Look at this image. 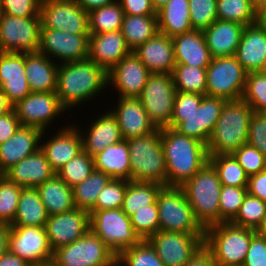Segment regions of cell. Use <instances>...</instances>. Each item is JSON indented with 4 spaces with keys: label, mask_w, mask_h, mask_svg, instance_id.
Returning <instances> with one entry per match:
<instances>
[{
    "label": "cell",
    "mask_w": 266,
    "mask_h": 266,
    "mask_svg": "<svg viewBox=\"0 0 266 266\" xmlns=\"http://www.w3.org/2000/svg\"><path fill=\"white\" fill-rule=\"evenodd\" d=\"M244 25L217 19L203 31L213 58L235 56Z\"/></svg>",
    "instance_id": "obj_30"
},
{
    "label": "cell",
    "mask_w": 266,
    "mask_h": 266,
    "mask_svg": "<svg viewBox=\"0 0 266 266\" xmlns=\"http://www.w3.org/2000/svg\"><path fill=\"white\" fill-rule=\"evenodd\" d=\"M42 0H1L2 13L16 17H39Z\"/></svg>",
    "instance_id": "obj_55"
},
{
    "label": "cell",
    "mask_w": 266,
    "mask_h": 266,
    "mask_svg": "<svg viewBox=\"0 0 266 266\" xmlns=\"http://www.w3.org/2000/svg\"><path fill=\"white\" fill-rule=\"evenodd\" d=\"M247 192L266 202V170L248 177Z\"/></svg>",
    "instance_id": "obj_60"
},
{
    "label": "cell",
    "mask_w": 266,
    "mask_h": 266,
    "mask_svg": "<svg viewBox=\"0 0 266 266\" xmlns=\"http://www.w3.org/2000/svg\"><path fill=\"white\" fill-rule=\"evenodd\" d=\"M147 241L165 266H185L204 244V234L159 230Z\"/></svg>",
    "instance_id": "obj_16"
},
{
    "label": "cell",
    "mask_w": 266,
    "mask_h": 266,
    "mask_svg": "<svg viewBox=\"0 0 266 266\" xmlns=\"http://www.w3.org/2000/svg\"><path fill=\"white\" fill-rule=\"evenodd\" d=\"M176 64L207 68L212 56L203 31L192 30L172 37Z\"/></svg>",
    "instance_id": "obj_29"
},
{
    "label": "cell",
    "mask_w": 266,
    "mask_h": 266,
    "mask_svg": "<svg viewBox=\"0 0 266 266\" xmlns=\"http://www.w3.org/2000/svg\"><path fill=\"white\" fill-rule=\"evenodd\" d=\"M49 215L36 188H22L11 226L45 227Z\"/></svg>",
    "instance_id": "obj_36"
},
{
    "label": "cell",
    "mask_w": 266,
    "mask_h": 266,
    "mask_svg": "<svg viewBox=\"0 0 266 266\" xmlns=\"http://www.w3.org/2000/svg\"><path fill=\"white\" fill-rule=\"evenodd\" d=\"M90 230L118 256L135 246L140 238L133 230L130 217L121 208L90 210Z\"/></svg>",
    "instance_id": "obj_9"
},
{
    "label": "cell",
    "mask_w": 266,
    "mask_h": 266,
    "mask_svg": "<svg viewBox=\"0 0 266 266\" xmlns=\"http://www.w3.org/2000/svg\"><path fill=\"white\" fill-rule=\"evenodd\" d=\"M95 170L112 179L131 181L129 147L126 140L106 147L94 157Z\"/></svg>",
    "instance_id": "obj_33"
},
{
    "label": "cell",
    "mask_w": 266,
    "mask_h": 266,
    "mask_svg": "<svg viewBox=\"0 0 266 266\" xmlns=\"http://www.w3.org/2000/svg\"><path fill=\"white\" fill-rule=\"evenodd\" d=\"M51 138L43 140L46 130L42 132L40 149L44 152L50 166L55 172L61 169L72 158L83 151L82 137L79 126L63 125ZM78 127V128H77ZM43 140V141H42Z\"/></svg>",
    "instance_id": "obj_21"
},
{
    "label": "cell",
    "mask_w": 266,
    "mask_h": 266,
    "mask_svg": "<svg viewBox=\"0 0 266 266\" xmlns=\"http://www.w3.org/2000/svg\"><path fill=\"white\" fill-rule=\"evenodd\" d=\"M48 215L60 214L75 209L73 188L57 174L36 188Z\"/></svg>",
    "instance_id": "obj_34"
},
{
    "label": "cell",
    "mask_w": 266,
    "mask_h": 266,
    "mask_svg": "<svg viewBox=\"0 0 266 266\" xmlns=\"http://www.w3.org/2000/svg\"><path fill=\"white\" fill-rule=\"evenodd\" d=\"M127 180L111 179L99 193L95 206L91 210H110L122 208Z\"/></svg>",
    "instance_id": "obj_52"
},
{
    "label": "cell",
    "mask_w": 266,
    "mask_h": 266,
    "mask_svg": "<svg viewBox=\"0 0 266 266\" xmlns=\"http://www.w3.org/2000/svg\"><path fill=\"white\" fill-rule=\"evenodd\" d=\"M126 141L129 147L131 181L155 182L167 186L166 161L161 145L160 129Z\"/></svg>",
    "instance_id": "obj_6"
},
{
    "label": "cell",
    "mask_w": 266,
    "mask_h": 266,
    "mask_svg": "<svg viewBox=\"0 0 266 266\" xmlns=\"http://www.w3.org/2000/svg\"><path fill=\"white\" fill-rule=\"evenodd\" d=\"M204 95L178 92L175 96L173 115H190L201 104Z\"/></svg>",
    "instance_id": "obj_57"
},
{
    "label": "cell",
    "mask_w": 266,
    "mask_h": 266,
    "mask_svg": "<svg viewBox=\"0 0 266 266\" xmlns=\"http://www.w3.org/2000/svg\"><path fill=\"white\" fill-rule=\"evenodd\" d=\"M130 52L121 30L89 35L88 59L107 72Z\"/></svg>",
    "instance_id": "obj_24"
},
{
    "label": "cell",
    "mask_w": 266,
    "mask_h": 266,
    "mask_svg": "<svg viewBox=\"0 0 266 266\" xmlns=\"http://www.w3.org/2000/svg\"><path fill=\"white\" fill-rule=\"evenodd\" d=\"M247 193V187L222 185L219 199L220 223L231 222L236 217Z\"/></svg>",
    "instance_id": "obj_49"
},
{
    "label": "cell",
    "mask_w": 266,
    "mask_h": 266,
    "mask_svg": "<svg viewBox=\"0 0 266 266\" xmlns=\"http://www.w3.org/2000/svg\"><path fill=\"white\" fill-rule=\"evenodd\" d=\"M124 14L128 15H157L151 0H118Z\"/></svg>",
    "instance_id": "obj_58"
},
{
    "label": "cell",
    "mask_w": 266,
    "mask_h": 266,
    "mask_svg": "<svg viewBox=\"0 0 266 266\" xmlns=\"http://www.w3.org/2000/svg\"><path fill=\"white\" fill-rule=\"evenodd\" d=\"M158 30L174 37L193 30L188 0H169L157 11Z\"/></svg>",
    "instance_id": "obj_35"
},
{
    "label": "cell",
    "mask_w": 266,
    "mask_h": 266,
    "mask_svg": "<svg viewBox=\"0 0 266 266\" xmlns=\"http://www.w3.org/2000/svg\"><path fill=\"white\" fill-rule=\"evenodd\" d=\"M253 113L252 107L242 99L227 101L207 144L208 156L233 154L240 146L247 144Z\"/></svg>",
    "instance_id": "obj_3"
},
{
    "label": "cell",
    "mask_w": 266,
    "mask_h": 266,
    "mask_svg": "<svg viewBox=\"0 0 266 266\" xmlns=\"http://www.w3.org/2000/svg\"><path fill=\"white\" fill-rule=\"evenodd\" d=\"M106 86L107 71L90 59L59 64L55 94L67 111L97 98Z\"/></svg>",
    "instance_id": "obj_1"
},
{
    "label": "cell",
    "mask_w": 266,
    "mask_h": 266,
    "mask_svg": "<svg viewBox=\"0 0 266 266\" xmlns=\"http://www.w3.org/2000/svg\"><path fill=\"white\" fill-rule=\"evenodd\" d=\"M59 64L39 52L25 53V73L31 92H55Z\"/></svg>",
    "instance_id": "obj_32"
},
{
    "label": "cell",
    "mask_w": 266,
    "mask_h": 266,
    "mask_svg": "<svg viewBox=\"0 0 266 266\" xmlns=\"http://www.w3.org/2000/svg\"><path fill=\"white\" fill-rule=\"evenodd\" d=\"M87 131L79 129L83 150L91 157L103 151L109 145L119 143L123 140L116 117L110 111L99 115L91 121ZM82 131V132H81ZM84 132V133H83Z\"/></svg>",
    "instance_id": "obj_28"
},
{
    "label": "cell",
    "mask_w": 266,
    "mask_h": 266,
    "mask_svg": "<svg viewBox=\"0 0 266 266\" xmlns=\"http://www.w3.org/2000/svg\"><path fill=\"white\" fill-rule=\"evenodd\" d=\"M87 13L94 9L111 4L115 0H75Z\"/></svg>",
    "instance_id": "obj_64"
},
{
    "label": "cell",
    "mask_w": 266,
    "mask_h": 266,
    "mask_svg": "<svg viewBox=\"0 0 266 266\" xmlns=\"http://www.w3.org/2000/svg\"><path fill=\"white\" fill-rule=\"evenodd\" d=\"M150 74L139 57L131 51L107 72L108 87L110 85L118 91L117 97L138 98Z\"/></svg>",
    "instance_id": "obj_20"
},
{
    "label": "cell",
    "mask_w": 266,
    "mask_h": 266,
    "mask_svg": "<svg viewBox=\"0 0 266 266\" xmlns=\"http://www.w3.org/2000/svg\"><path fill=\"white\" fill-rule=\"evenodd\" d=\"M233 155L248 176L266 170L264 155L248 143L240 146Z\"/></svg>",
    "instance_id": "obj_53"
},
{
    "label": "cell",
    "mask_w": 266,
    "mask_h": 266,
    "mask_svg": "<svg viewBox=\"0 0 266 266\" xmlns=\"http://www.w3.org/2000/svg\"><path fill=\"white\" fill-rule=\"evenodd\" d=\"M20 126L21 123L13 109L8 113L0 115V144L8 140Z\"/></svg>",
    "instance_id": "obj_59"
},
{
    "label": "cell",
    "mask_w": 266,
    "mask_h": 266,
    "mask_svg": "<svg viewBox=\"0 0 266 266\" xmlns=\"http://www.w3.org/2000/svg\"><path fill=\"white\" fill-rule=\"evenodd\" d=\"M133 52L151 73L172 74L176 65L172 37L160 32Z\"/></svg>",
    "instance_id": "obj_27"
},
{
    "label": "cell",
    "mask_w": 266,
    "mask_h": 266,
    "mask_svg": "<svg viewBox=\"0 0 266 266\" xmlns=\"http://www.w3.org/2000/svg\"><path fill=\"white\" fill-rule=\"evenodd\" d=\"M260 28L266 30V4L256 10V22Z\"/></svg>",
    "instance_id": "obj_65"
},
{
    "label": "cell",
    "mask_w": 266,
    "mask_h": 266,
    "mask_svg": "<svg viewBox=\"0 0 266 266\" xmlns=\"http://www.w3.org/2000/svg\"><path fill=\"white\" fill-rule=\"evenodd\" d=\"M153 8L156 10V12L162 8L166 3L169 2V0H151Z\"/></svg>",
    "instance_id": "obj_68"
},
{
    "label": "cell",
    "mask_w": 266,
    "mask_h": 266,
    "mask_svg": "<svg viewBox=\"0 0 266 266\" xmlns=\"http://www.w3.org/2000/svg\"><path fill=\"white\" fill-rule=\"evenodd\" d=\"M256 230L223 222L205 228L204 245L217 266H243Z\"/></svg>",
    "instance_id": "obj_5"
},
{
    "label": "cell",
    "mask_w": 266,
    "mask_h": 266,
    "mask_svg": "<svg viewBox=\"0 0 266 266\" xmlns=\"http://www.w3.org/2000/svg\"><path fill=\"white\" fill-rule=\"evenodd\" d=\"M95 169L94 158L84 150L67 162L56 174L71 188L85 180Z\"/></svg>",
    "instance_id": "obj_45"
},
{
    "label": "cell",
    "mask_w": 266,
    "mask_h": 266,
    "mask_svg": "<svg viewBox=\"0 0 266 266\" xmlns=\"http://www.w3.org/2000/svg\"><path fill=\"white\" fill-rule=\"evenodd\" d=\"M266 56V30L256 23L245 26L235 53L247 73L260 72Z\"/></svg>",
    "instance_id": "obj_31"
},
{
    "label": "cell",
    "mask_w": 266,
    "mask_h": 266,
    "mask_svg": "<svg viewBox=\"0 0 266 266\" xmlns=\"http://www.w3.org/2000/svg\"><path fill=\"white\" fill-rule=\"evenodd\" d=\"M193 30L204 31L217 18V0H188Z\"/></svg>",
    "instance_id": "obj_51"
},
{
    "label": "cell",
    "mask_w": 266,
    "mask_h": 266,
    "mask_svg": "<svg viewBox=\"0 0 266 266\" xmlns=\"http://www.w3.org/2000/svg\"><path fill=\"white\" fill-rule=\"evenodd\" d=\"M22 188L5 176L0 181V221L10 225L13 223Z\"/></svg>",
    "instance_id": "obj_50"
},
{
    "label": "cell",
    "mask_w": 266,
    "mask_h": 266,
    "mask_svg": "<svg viewBox=\"0 0 266 266\" xmlns=\"http://www.w3.org/2000/svg\"><path fill=\"white\" fill-rule=\"evenodd\" d=\"M181 187L196 220L204 229L220 223L219 199L222 184L209 162Z\"/></svg>",
    "instance_id": "obj_4"
},
{
    "label": "cell",
    "mask_w": 266,
    "mask_h": 266,
    "mask_svg": "<svg viewBox=\"0 0 266 266\" xmlns=\"http://www.w3.org/2000/svg\"><path fill=\"white\" fill-rule=\"evenodd\" d=\"M13 109V105L8 101L7 96L0 89V115L10 112Z\"/></svg>",
    "instance_id": "obj_66"
},
{
    "label": "cell",
    "mask_w": 266,
    "mask_h": 266,
    "mask_svg": "<svg viewBox=\"0 0 266 266\" xmlns=\"http://www.w3.org/2000/svg\"><path fill=\"white\" fill-rule=\"evenodd\" d=\"M117 266H165L147 240L123 250L117 256Z\"/></svg>",
    "instance_id": "obj_44"
},
{
    "label": "cell",
    "mask_w": 266,
    "mask_h": 266,
    "mask_svg": "<svg viewBox=\"0 0 266 266\" xmlns=\"http://www.w3.org/2000/svg\"><path fill=\"white\" fill-rule=\"evenodd\" d=\"M185 266H217L211 251L203 244Z\"/></svg>",
    "instance_id": "obj_61"
},
{
    "label": "cell",
    "mask_w": 266,
    "mask_h": 266,
    "mask_svg": "<svg viewBox=\"0 0 266 266\" xmlns=\"http://www.w3.org/2000/svg\"><path fill=\"white\" fill-rule=\"evenodd\" d=\"M124 11L118 0L88 13L89 33L100 34L121 29Z\"/></svg>",
    "instance_id": "obj_40"
},
{
    "label": "cell",
    "mask_w": 266,
    "mask_h": 266,
    "mask_svg": "<svg viewBox=\"0 0 266 266\" xmlns=\"http://www.w3.org/2000/svg\"><path fill=\"white\" fill-rule=\"evenodd\" d=\"M247 143L256 147L266 159V113L254 111L252 114Z\"/></svg>",
    "instance_id": "obj_54"
},
{
    "label": "cell",
    "mask_w": 266,
    "mask_h": 266,
    "mask_svg": "<svg viewBox=\"0 0 266 266\" xmlns=\"http://www.w3.org/2000/svg\"><path fill=\"white\" fill-rule=\"evenodd\" d=\"M163 186L155 182L128 181L122 205L123 212L130 216L142 208L157 202V196Z\"/></svg>",
    "instance_id": "obj_38"
},
{
    "label": "cell",
    "mask_w": 266,
    "mask_h": 266,
    "mask_svg": "<svg viewBox=\"0 0 266 266\" xmlns=\"http://www.w3.org/2000/svg\"><path fill=\"white\" fill-rule=\"evenodd\" d=\"M111 113L116 117L123 140L142 137L153 133L157 128L150 121L139 98L118 97Z\"/></svg>",
    "instance_id": "obj_23"
},
{
    "label": "cell",
    "mask_w": 266,
    "mask_h": 266,
    "mask_svg": "<svg viewBox=\"0 0 266 266\" xmlns=\"http://www.w3.org/2000/svg\"><path fill=\"white\" fill-rule=\"evenodd\" d=\"M55 266H117L116 254L91 230L77 241L56 249Z\"/></svg>",
    "instance_id": "obj_8"
},
{
    "label": "cell",
    "mask_w": 266,
    "mask_h": 266,
    "mask_svg": "<svg viewBox=\"0 0 266 266\" xmlns=\"http://www.w3.org/2000/svg\"><path fill=\"white\" fill-rule=\"evenodd\" d=\"M242 100L255 112L266 113V74L261 72L247 74Z\"/></svg>",
    "instance_id": "obj_47"
},
{
    "label": "cell",
    "mask_w": 266,
    "mask_h": 266,
    "mask_svg": "<svg viewBox=\"0 0 266 266\" xmlns=\"http://www.w3.org/2000/svg\"><path fill=\"white\" fill-rule=\"evenodd\" d=\"M55 174L44 152L39 148L8 169L4 176L23 188H37Z\"/></svg>",
    "instance_id": "obj_26"
},
{
    "label": "cell",
    "mask_w": 266,
    "mask_h": 266,
    "mask_svg": "<svg viewBox=\"0 0 266 266\" xmlns=\"http://www.w3.org/2000/svg\"><path fill=\"white\" fill-rule=\"evenodd\" d=\"M25 73V53L0 51V89L14 106L31 93Z\"/></svg>",
    "instance_id": "obj_22"
},
{
    "label": "cell",
    "mask_w": 266,
    "mask_h": 266,
    "mask_svg": "<svg viewBox=\"0 0 266 266\" xmlns=\"http://www.w3.org/2000/svg\"><path fill=\"white\" fill-rule=\"evenodd\" d=\"M0 266H32L24 259L8 250L0 256Z\"/></svg>",
    "instance_id": "obj_62"
},
{
    "label": "cell",
    "mask_w": 266,
    "mask_h": 266,
    "mask_svg": "<svg viewBox=\"0 0 266 266\" xmlns=\"http://www.w3.org/2000/svg\"><path fill=\"white\" fill-rule=\"evenodd\" d=\"M132 227L140 240H147L160 230L157 202L129 216Z\"/></svg>",
    "instance_id": "obj_48"
},
{
    "label": "cell",
    "mask_w": 266,
    "mask_h": 266,
    "mask_svg": "<svg viewBox=\"0 0 266 266\" xmlns=\"http://www.w3.org/2000/svg\"><path fill=\"white\" fill-rule=\"evenodd\" d=\"M40 17H16L2 13L0 19L1 52H38Z\"/></svg>",
    "instance_id": "obj_12"
},
{
    "label": "cell",
    "mask_w": 266,
    "mask_h": 266,
    "mask_svg": "<svg viewBox=\"0 0 266 266\" xmlns=\"http://www.w3.org/2000/svg\"><path fill=\"white\" fill-rule=\"evenodd\" d=\"M11 225L0 221V256L9 250Z\"/></svg>",
    "instance_id": "obj_63"
},
{
    "label": "cell",
    "mask_w": 266,
    "mask_h": 266,
    "mask_svg": "<svg viewBox=\"0 0 266 266\" xmlns=\"http://www.w3.org/2000/svg\"><path fill=\"white\" fill-rule=\"evenodd\" d=\"M207 68L176 64L172 72L175 88L178 92L206 95Z\"/></svg>",
    "instance_id": "obj_42"
},
{
    "label": "cell",
    "mask_w": 266,
    "mask_h": 266,
    "mask_svg": "<svg viewBox=\"0 0 266 266\" xmlns=\"http://www.w3.org/2000/svg\"><path fill=\"white\" fill-rule=\"evenodd\" d=\"M1 15H2V8H1V0H0V19H1Z\"/></svg>",
    "instance_id": "obj_73"
},
{
    "label": "cell",
    "mask_w": 266,
    "mask_h": 266,
    "mask_svg": "<svg viewBox=\"0 0 266 266\" xmlns=\"http://www.w3.org/2000/svg\"><path fill=\"white\" fill-rule=\"evenodd\" d=\"M256 233L259 234L261 237L266 238V215L263 218L261 225L256 230Z\"/></svg>",
    "instance_id": "obj_67"
},
{
    "label": "cell",
    "mask_w": 266,
    "mask_h": 266,
    "mask_svg": "<svg viewBox=\"0 0 266 266\" xmlns=\"http://www.w3.org/2000/svg\"><path fill=\"white\" fill-rule=\"evenodd\" d=\"M112 178L95 170L82 182L73 187L75 207L90 211L96 204L99 193Z\"/></svg>",
    "instance_id": "obj_39"
},
{
    "label": "cell",
    "mask_w": 266,
    "mask_h": 266,
    "mask_svg": "<svg viewBox=\"0 0 266 266\" xmlns=\"http://www.w3.org/2000/svg\"><path fill=\"white\" fill-rule=\"evenodd\" d=\"M260 72L266 74V56H265L264 61L262 63Z\"/></svg>",
    "instance_id": "obj_70"
},
{
    "label": "cell",
    "mask_w": 266,
    "mask_h": 266,
    "mask_svg": "<svg viewBox=\"0 0 266 266\" xmlns=\"http://www.w3.org/2000/svg\"><path fill=\"white\" fill-rule=\"evenodd\" d=\"M39 17L41 28L90 34L88 13L75 0H42Z\"/></svg>",
    "instance_id": "obj_14"
},
{
    "label": "cell",
    "mask_w": 266,
    "mask_h": 266,
    "mask_svg": "<svg viewBox=\"0 0 266 266\" xmlns=\"http://www.w3.org/2000/svg\"><path fill=\"white\" fill-rule=\"evenodd\" d=\"M157 206L161 231L205 233V229L196 220L182 187L163 186L157 196Z\"/></svg>",
    "instance_id": "obj_7"
},
{
    "label": "cell",
    "mask_w": 266,
    "mask_h": 266,
    "mask_svg": "<svg viewBox=\"0 0 266 266\" xmlns=\"http://www.w3.org/2000/svg\"><path fill=\"white\" fill-rule=\"evenodd\" d=\"M4 178V172L0 169V181Z\"/></svg>",
    "instance_id": "obj_71"
},
{
    "label": "cell",
    "mask_w": 266,
    "mask_h": 266,
    "mask_svg": "<svg viewBox=\"0 0 266 266\" xmlns=\"http://www.w3.org/2000/svg\"><path fill=\"white\" fill-rule=\"evenodd\" d=\"M177 90L170 73H151L138 97L156 128L170 124Z\"/></svg>",
    "instance_id": "obj_11"
},
{
    "label": "cell",
    "mask_w": 266,
    "mask_h": 266,
    "mask_svg": "<svg viewBox=\"0 0 266 266\" xmlns=\"http://www.w3.org/2000/svg\"><path fill=\"white\" fill-rule=\"evenodd\" d=\"M252 7L257 10L259 9L261 6L266 4V0H250Z\"/></svg>",
    "instance_id": "obj_69"
},
{
    "label": "cell",
    "mask_w": 266,
    "mask_h": 266,
    "mask_svg": "<svg viewBox=\"0 0 266 266\" xmlns=\"http://www.w3.org/2000/svg\"><path fill=\"white\" fill-rule=\"evenodd\" d=\"M243 266H266V238L252 237Z\"/></svg>",
    "instance_id": "obj_56"
},
{
    "label": "cell",
    "mask_w": 266,
    "mask_h": 266,
    "mask_svg": "<svg viewBox=\"0 0 266 266\" xmlns=\"http://www.w3.org/2000/svg\"><path fill=\"white\" fill-rule=\"evenodd\" d=\"M9 250L32 266L52 263L45 227L11 226Z\"/></svg>",
    "instance_id": "obj_18"
},
{
    "label": "cell",
    "mask_w": 266,
    "mask_h": 266,
    "mask_svg": "<svg viewBox=\"0 0 266 266\" xmlns=\"http://www.w3.org/2000/svg\"><path fill=\"white\" fill-rule=\"evenodd\" d=\"M89 35L41 28L38 52L52 60L56 58L55 62L58 61V64L86 60L88 59Z\"/></svg>",
    "instance_id": "obj_15"
},
{
    "label": "cell",
    "mask_w": 266,
    "mask_h": 266,
    "mask_svg": "<svg viewBox=\"0 0 266 266\" xmlns=\"http://www.w3.org/2000/svg\"><path fill=\"white\" fill-rule=\"evenodd\" d=\"M13 110L22 126L37 127L42 131L67 112L55 92H31L17 102Z\"/></svg>",
    "instance_id": "obj_17"
},
{
    "label": "cell",
    "mask_w": 266,
    "mask_h": 266,
    "mask_svg": "<svg viewBox=\"0 0 266 266\" xmlns=\"http://www.w3.org/2000/svg\"><path fill=\"white\" fill-rule=\"evenodd\" d=\"M42 130L32 126H20L5 142L0 144V169L5 173L23 158L40 148Z\"/></svg>",
    "instance_id": "obj_25"
},
{
    "label": "cell",
    "mask_w": 266,
    "mask_h": 266,
    "mask_svg": "<svg viewBox=\"0 0 266 266\" xmlns=\"http://www.w3.org/2000/svg\"><path fill=\"white\" fill-rule=\"evenodd\" d=\"M160 139L166 161L167 186L181 187L207 162V145L180 134L174 128H160Z\"/></svg>",
    "instance_id": "obj_2"
},
{
    "label": "cell",
    "mask_w": 266,
    "mask_h": 266,
    "mask_svg": "<svg viewBox=\"0 0 266 266\" xmlns=\"http://www.w3.org/2000/svg\"><path fill=\"white\" fill-rule=\"evenodd\" d=\"M266 215V202L247 193L232 224L257 230Z\"/></svg>",
    "instance_id": "obj_46"
},
{
    "label": "cell",
    "mask_w": 266,
    "mask_h": 266,
    "mask_svg": "<svg viewBox=\"0 0 266 266\" xmlns=\"http://www.w3.org/2000/svg\"><path fill=\"white\" fill-rule=\"evenodd\" d=\"M217 18L249 26L256 22V10L250 0H217Z\"/></svg>",
    "instance_id": "obj_43"
},
{
    "label": "cell",
    "mask_w": 266,
    "mask_h": 266,
    "mask_svg": "<svg viewBox=\"0 0 266 266\" xmlns=\"http://www.w3.org/2000/svg\"><path fill=\"white\" fill-rule=\"evenodd\" d=\"M120 30L127 47L134 51L159 32L158 16L124 14Z\"/></svg>",
    "instance_id": "obj_37"
},
{
    "label": "cell",
    "mask_w": 266,
    "mask_h": 266,
    "mask_svg": "<svg viewBox=\"0 0 266 266\" xmlns=\"http://www.w3.org/2000/svg\"><path fill=\"white\" fill-rule=\"evenodd\" d=\"M208 162L214 167L222 185L247 187L248 175L233 154L211 155Z\"/></svg>",
    "instance_id": "obj_41"
},
{
    "label": "cell",
    "mask_w": 266,
    "mask_h": 266,
    "mask_svg": "<svg viewBox=\"0 0 266 266\" xmlns=\"http://www.w3.org/2000/svg\"><path fill=\"white\" fill-rule=\"evenodd\" d=\"M247 74L235 56L212 58L206 73V95L227 101L242 99Z\"/></svg>",
    "instance_id": "obj_10"
},
{
    "label": "cell",
    "mask_w": 266,
    "mask_h": 266,
    "mask_svg": "<svg viewBox=\"0 0 266 266\" xmlns=\"http://www.w3.org/2000/svg\"><path fill=\"white\" fill-rule=\"evenodd\" d=\"M226 99L204 95L200 106L190 115H173L167 127L208 144Z\"/></svg>",
    "instance_id": "obj_13"
},
{
    "label": "cell",
    "mask_w": 266,
    "mask_h": 266,
    "mask_svg": "<svg viewBox=\"0 0 266 266\" xmlns=\"http://www.w3.org/2000/svg\"><path fill=\"white\" fill-rule=\"evenodd\" d=\"M39 266H55L53 263H48V264H43V265H39Z\"/></svg>",
    "instance_id": "obj_72"
},
{
    "label": "cell",
    "mask_w": 266,
    "mask_h": 266,
    "mask_svg": "<svg viewBox=\"0 0 266 266\" xmlns=\"http://www.w3.org/2000/svg\"><path fill=\"white\" fill-rule=\"evenodd\" d=\"M48 241L53 252L77 241L90 230V214L84 209L50 215L45 224Z\"/></svg>",
    "instance_id": "obj_19"
}]
</instances>
